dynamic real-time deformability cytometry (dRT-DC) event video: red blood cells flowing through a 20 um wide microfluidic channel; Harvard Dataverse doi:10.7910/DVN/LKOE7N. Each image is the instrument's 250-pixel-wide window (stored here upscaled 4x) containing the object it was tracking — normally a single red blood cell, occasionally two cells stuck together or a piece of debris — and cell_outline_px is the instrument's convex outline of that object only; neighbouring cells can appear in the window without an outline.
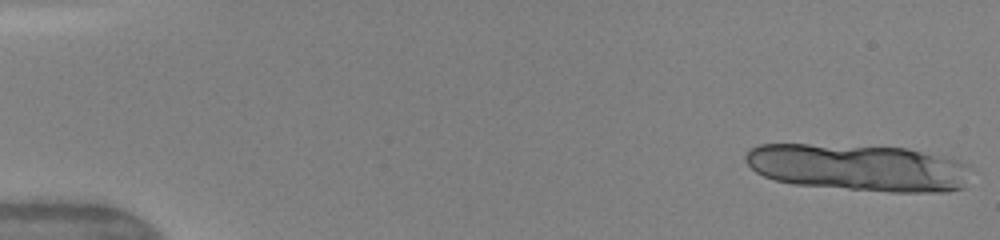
{"species": "human", "species_latin": "Homo sapiens", "temperature_condition": "warm", "stored_images_in_passage": 13, "camera_frame_rate_fps": 3000, "um_per_image_px": 0.085, "donor": {"sex": "female"}, "frame": {"image": 1, "passage_image": 1, "time_ms": 0.0, "image_size_px": [1000, 240], "cell_outline_px": [[964, 188], [948, 192], [888, 192], [792, 184], [776, 180], [764, 176], [756, 172], [748, 164], [744, 156], [748, 148], [760, 144], [808, 144], [908, 148], [956, 160], [964, 164]], "centroid_in_image_um": [72.86, 14.24], "position_along_channel_um": 12.1, "area_um2": 61.21}}